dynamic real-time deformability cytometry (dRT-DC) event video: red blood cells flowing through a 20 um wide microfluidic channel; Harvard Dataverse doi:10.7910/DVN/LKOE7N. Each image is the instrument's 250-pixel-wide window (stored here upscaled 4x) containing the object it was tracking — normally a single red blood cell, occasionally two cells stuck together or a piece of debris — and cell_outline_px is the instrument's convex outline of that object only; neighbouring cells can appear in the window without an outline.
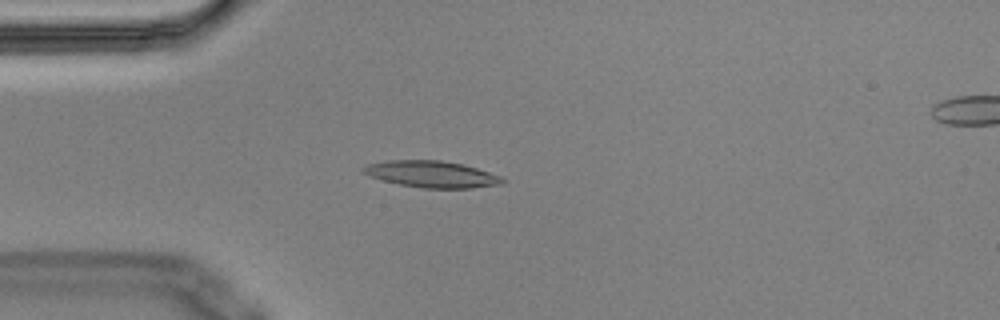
{"species": "Egyptian fruit bat (a non-hibernating species)", "species_latin": "Rousettus aegyptiacus", "temperature_condition": "cold", "stored_images_in_passage": 5, "segment_of_instrument_passage": [1, 2], "camera_frame_rate_fps": 3000, "um_per_image_px": 0.085, "animal": {"sex": "male"}, "frame": {"image": 1, "passage_image": 4, "time_ms": 1.0, "image_size_px": [1000, 320], "cell_outline_px": [[504, 184], [472, 188], [420, 188], [400, 184], [384, 180], [360, 172], [360, 168], [368, 164], [388, 160], [440, 160], [464, 164], [500, 176], [504, 180]], "centroid_in_image_um": [36.68, 14.8], "position_along_channel_um": 48.3, "area_um2": 21.5}}